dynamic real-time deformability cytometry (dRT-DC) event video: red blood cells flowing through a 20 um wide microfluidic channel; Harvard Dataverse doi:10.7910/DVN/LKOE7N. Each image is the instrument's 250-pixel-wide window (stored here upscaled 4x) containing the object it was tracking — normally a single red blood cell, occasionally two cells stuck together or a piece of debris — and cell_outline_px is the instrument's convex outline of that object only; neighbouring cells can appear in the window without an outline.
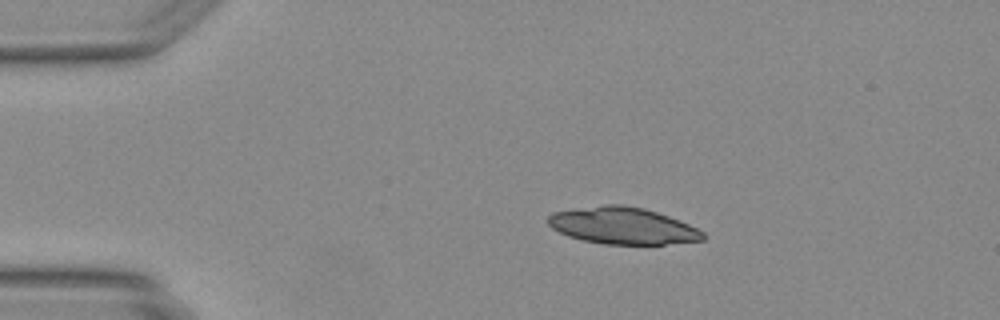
{"species": "Egyptian fruit bat (a non-hibernating species)", "species_latin": "Rousettus aegyptiacus", "temperature_condition": "warm", "stored_images_in_passage": 39, "camera_frame_rate_fps": 3000, "um_per_image_px": 0.085, "animal": {"sex": "female"}, "frame": {"image": 1, "passage_image": 1, "time_ms": 0.0, "image_size_px": [1000, 320], "cell_outline_px": [[704, 240], [664, 244], [604, 244], [584, 240], [568, 236], [552, 228], [548, 224], [548, 216], [552, 212], [604, 204], [620, 204], [644, 208], [680, 220], [704, 232]], "centroid_in_image_um": [52.91, 19.18], "position_along_channel_um": 32.1, "area_um2": 33.06}}